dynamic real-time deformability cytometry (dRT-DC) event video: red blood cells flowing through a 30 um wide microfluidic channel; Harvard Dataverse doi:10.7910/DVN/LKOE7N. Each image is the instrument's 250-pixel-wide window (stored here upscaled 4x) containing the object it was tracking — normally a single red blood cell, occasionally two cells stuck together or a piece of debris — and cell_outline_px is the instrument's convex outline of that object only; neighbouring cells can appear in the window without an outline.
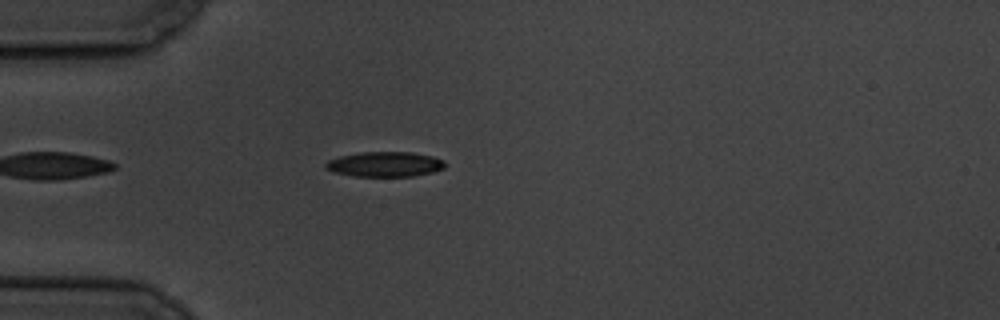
{"species": "common noctule bat (a hibernating species)", "species_latin": "Nyctalus noctula", "temperature_condition": "cold", "stored_images_in_passage": 29, "camera_frame_rate_fps": 3000, "um_per_image_px": 0.085, "animal": {"sex": "male", "body_mass_g": 19.5, "forearm_length_mm": 54.6}, "frame": {"image": 1, "passage_image": 2, "time_ms": 0.333, "image_size_px": [1000, 320], "cell_outline_px": [[444, 168], [432, 172], [412, 176], [352, 176], [332, 172], [324, 168], [324, 164], [328, 160], [340, 156], [360, 152], [412, 152], [432, 156], [444, 160]], "centroid_in_image_um": [32.67, 13.96], "position_along_channel_um": 52.3, "area_um2": 17.46}}
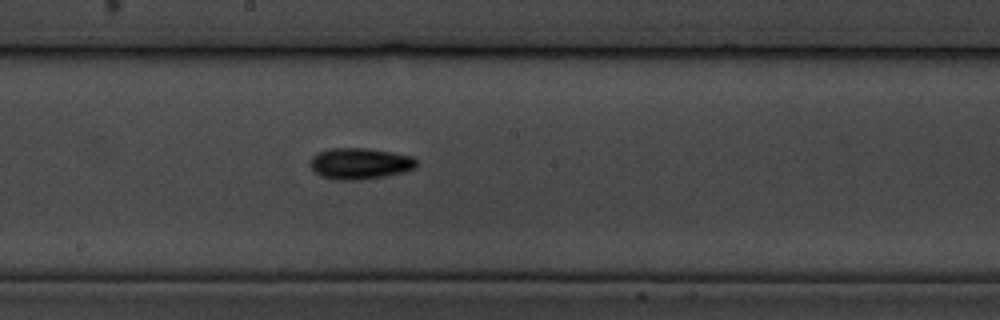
{"frame": {"image": 2, "passage_image": 17, "time_ms": 5.333, "image_size_px": [1000, 320], "cell_outline_px": [[416, 168], [384, 176], [360, 180], [336, 180], [320, 176], [312, 168], [312, 156], [316, 152], [332, 148], [364, 148], [412, 156], [416, 160]], "centroid_in_image_um": [30.56, 13.9], "position_along_channel_um": 217.6, "area_um2": 19.07}}
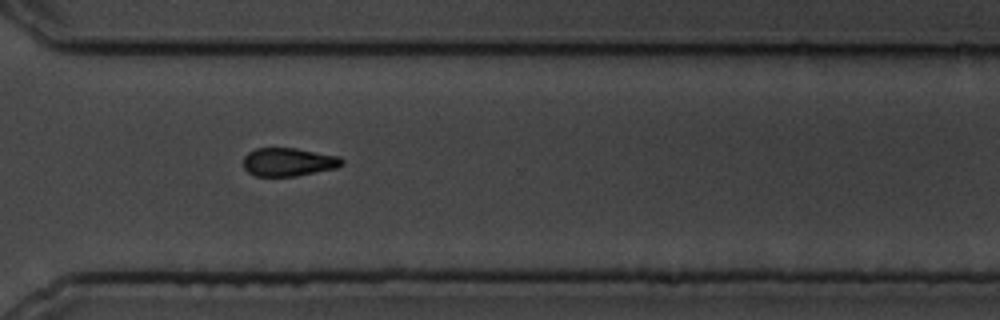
{"frame": {"image": 3, "passage_image": 28, "time_ms": 9.0, "image_size_px": [1000, 320], "cell_outline_px": [[344, 164], [336, 168], [296, 176], [256, 176], [248, 172], [244, 168], [244, 156], [248, 152], [256, 148], [296, 148], [340, 156], [344, 160]], "centroid_in_image_um": [24.54, 13.76], "position_along_channel_um": 346.1, "area_um2": 16.36}}